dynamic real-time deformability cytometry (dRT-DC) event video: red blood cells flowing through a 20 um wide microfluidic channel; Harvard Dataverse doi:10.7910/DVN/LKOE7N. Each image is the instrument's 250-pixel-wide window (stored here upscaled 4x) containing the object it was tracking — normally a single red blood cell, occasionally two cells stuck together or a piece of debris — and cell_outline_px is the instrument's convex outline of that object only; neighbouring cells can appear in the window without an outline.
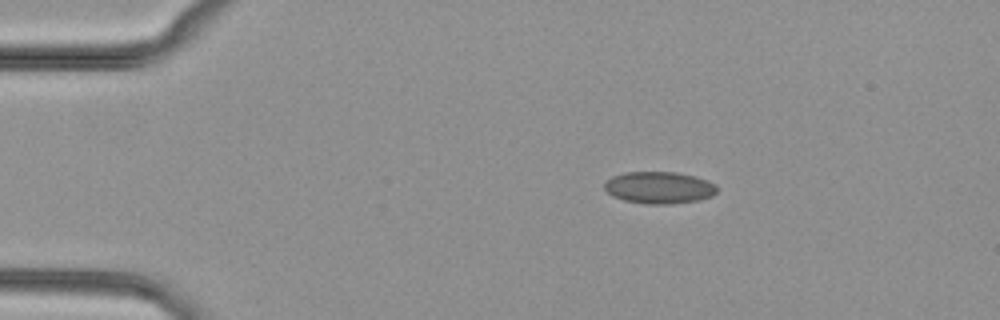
{"species": "common noctule bat (a hibernating species)", "species_latin": "Nyctalus noctula", "temperature_condition": "cold", "stored_images_in_passage": 47, "camera_frame_rate_fps": 3000, "um_per_image_px": 0.085, "animal": {"sex": "female", "body_mass_g": 29.2, "forearm_length_mm": 56.3}, "frame": {"image": 1, "passage_image": 1, "time_ms": 0.0, "image_size_px": [1000, 320], "cell_outline_px": [[716, 192], [712, 196], [700, 200], [672, 204], [644, 204], [624, 200], [612, 196], [604, 188], [604, 184], [612, 176], [624, 172], [676, 172], [696, 176], [708, 180], [716, 184]], "centroid_in_image_um": [56.04, 15.95], "position_along_channel_um": 29.0, "area_um2": 21.15}}
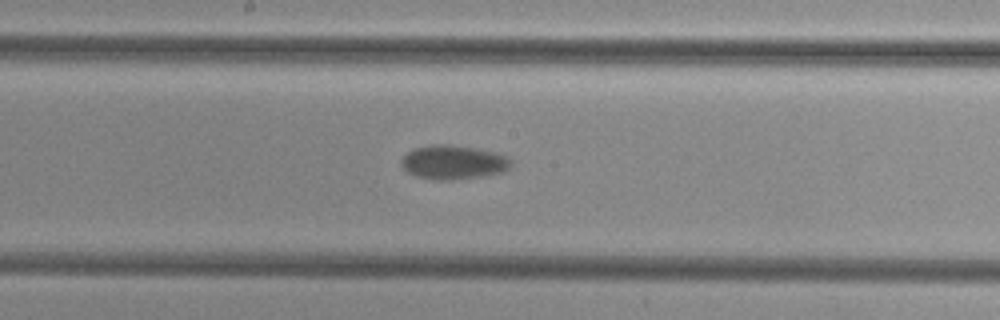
{"frame": {"image": 2, "passage_image": 21, "time_ms": 6.667, "image_size_px": [1000, 320], "cell_outline_px": [[512, 164], [504, 172], [484, 176], [448, 180], [436, 180], [416, 176], [408, 172], [400, 164], [400, 160], [412, 148], [432, 144], [448, 144], [476, 148], [508, 156], [512, 160]], "centroid_in_image_um": [38.53, 13.79], "position_along_channel_um": 209.7, "area_um2": 21.91}}
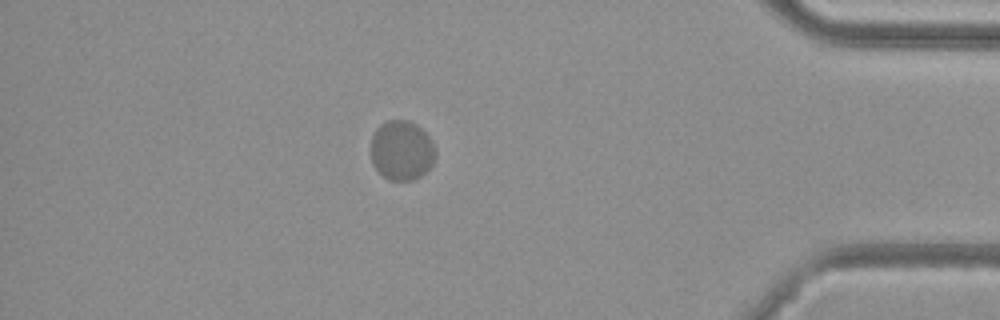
{"frame": {"image": 3, "passage_image": 40, "time_ms": 13.0, "image_size_px": [1000, 320], "cell_outline_px": [[436, 156], [432, 164], [420, 176], [412, 180], [388, 180], [372, 164], [372, 136], [376, 128], [380, 124], [388, 120], [408, 120], [416, 124], [432, 140], [436, 148]], "centroid_in_image_um": [34.15, 12.77], "position_along_channel_um": 401.0, "area_um2": 22.43}}